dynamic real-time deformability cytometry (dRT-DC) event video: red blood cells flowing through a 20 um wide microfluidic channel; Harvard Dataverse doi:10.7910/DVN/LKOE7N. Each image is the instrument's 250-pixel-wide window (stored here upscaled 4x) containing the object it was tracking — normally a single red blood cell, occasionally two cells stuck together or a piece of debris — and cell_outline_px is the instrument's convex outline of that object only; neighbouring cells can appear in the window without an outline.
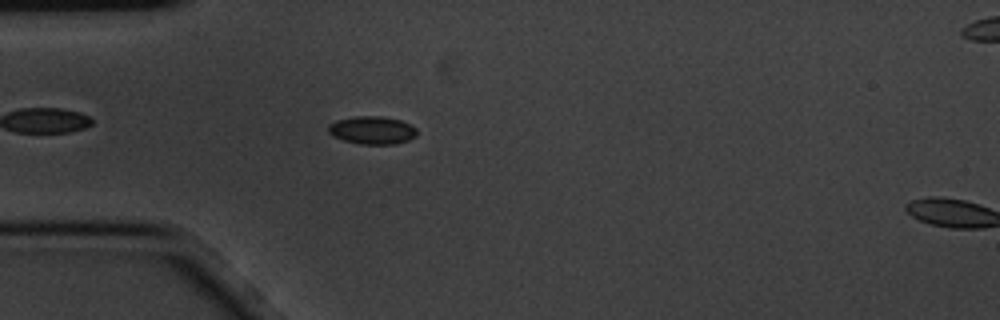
{"species": "common noctule bat (a hibernating species)", "species_latin": "Nyctalus noctula", "temperature_condition": "cold", "stored_images_in_passage": 2, "camera_frame_rate_fps": 3000, "um_per_image_px": 0.085, "animal": {"sex": "male", "body_mass_g": 20.1, "forearm_length_mm": 53.5}, "frame": {"image": 1, "passage_image": 1, "time_ms": 0.0, "image_size_px": [1000, 320], "cell_outline_px": [[416, 136], [408, 140], [396, 144], [360, 144], [344, 140], [332, 136], [328, 132], [328, 124], [336, 120], [356, 116], [380, 116], [400, 120], [416, 128]], "centroid_in_image_um": [31.61, 11.07], "position_along_channel_um": 53.4, "area_um2": 14.39}}